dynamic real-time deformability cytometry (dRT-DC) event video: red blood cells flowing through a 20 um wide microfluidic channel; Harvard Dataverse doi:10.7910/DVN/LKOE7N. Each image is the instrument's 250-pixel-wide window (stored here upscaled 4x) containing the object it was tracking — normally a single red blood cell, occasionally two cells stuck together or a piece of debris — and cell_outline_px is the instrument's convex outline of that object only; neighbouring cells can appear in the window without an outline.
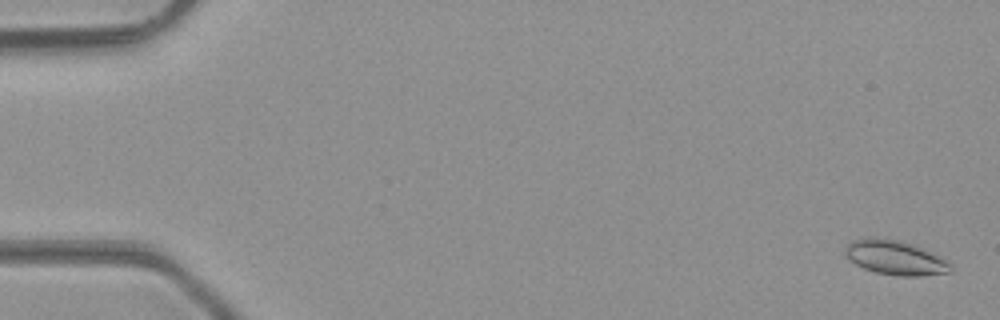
{"species": "common noctule bat (a hibernating species)", "species_latin": "Nyctalus noctula", "temperature_condition": "room temperature", "stored_images_in_passage": 49, "camera_frame_rate_fps": 3000, "um_per_image_px": 0.085, "animal": {"sex": "male", "body_mass_g": 23.1, "forearm_length_mm": 52.7}, "frame": {"image": 1, "passage_image": 2, "time_ms": 0.333, "image_size_px": [1000, 320], "cell_outline_px": [[952, 272], [920, 276], [896, 276], [876, 272], [864, 268], [848, 260], [844, 252], [844, 248], [852, 240], [872, 236], [876, 236], [900, 240], [912, 244], [952, 264]], "centroid_in_image_um": [76.03, 21.89], "position_along_channel_um": 9.0, "area_um2": 21.15}}
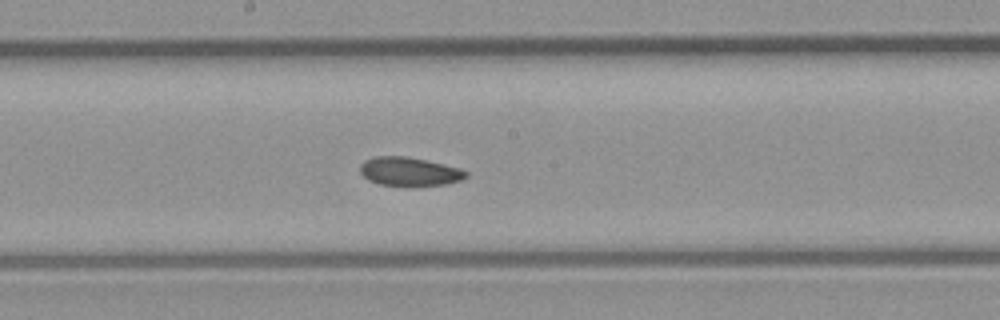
{"frame": {"image": 2, "passage_image": 27, "time_ms": 8.667, "image_size_px": [1000, 320], "cell_outline_px": [[468, 176], [464, 180], [444, 184], [412, 188], [408, 188], [380, 184], [368, 180], [360, 172], [360, 164], [364, 160], [372, 156], [408, 156], [460, 168], [468, 172]], "centroid_in_image_um": [34.8, 14.61], "position_along_channel_um": 213.4, "area_um2": 18.38}}
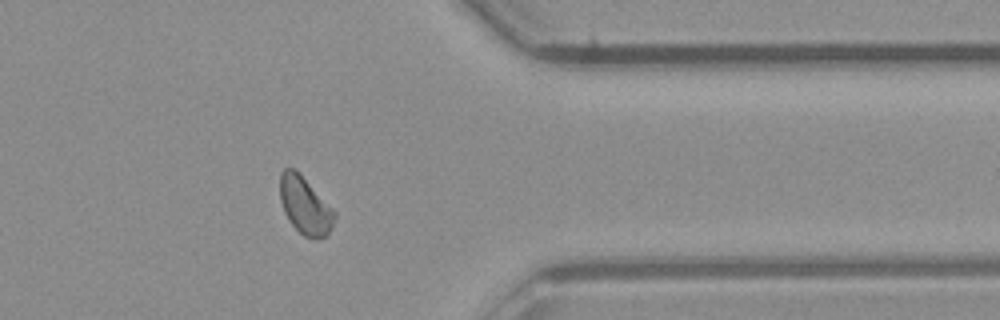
{"frame": {"image": 3, "passage_image": 40, "time_ms": 13.0, "image_size_px": [1000, 320], "cell_outline_px": [[336, 216], [328, 232], [324, 236], [316, 240], [304, 236], [288, 220], [284, 212], [280, 200], [280, 172], [284, 168], [292, 168], [336, 212]], "centroid_in_image_um": [25.89, 17.51], "position_along_channel_um": 385.5, "area_um2": 17.63}, "authors_computed_cell_mechanics": {"area_um2": 18.6116, "velocity_mm_per_s": 4.2801, "shape_relaxation_time_tau1_ms": 10.7817, "shape_relaxation_time_tau2_ms": 6.5057, "deformation_change_tau1": 0.1182, "deformation_change_tau2": 0.0932}}